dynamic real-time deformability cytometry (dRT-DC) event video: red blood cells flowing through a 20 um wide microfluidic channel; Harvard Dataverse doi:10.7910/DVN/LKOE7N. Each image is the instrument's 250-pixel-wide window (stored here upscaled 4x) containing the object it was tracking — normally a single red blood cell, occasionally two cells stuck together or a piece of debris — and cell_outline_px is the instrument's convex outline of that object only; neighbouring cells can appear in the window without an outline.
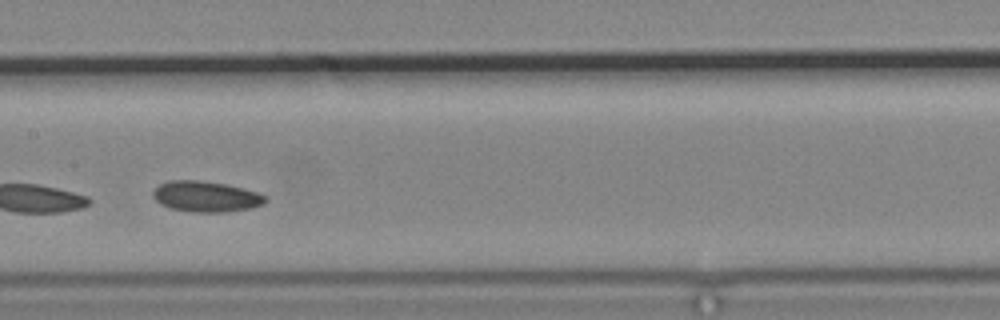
{"species": "common noctule bat (a hibernating species)", "species_latin": "Nyctalus noctula", "temperature_condition": "cold", "stored_images_in_passage": 6, "camera_frame_rate_fps": 3000, "um_per_image_px": 0.085, "animal": {"sex": "male", "body_mass_g": 19.2, "forearm_length_mm": 51.8}, "frame": {"image": 1, "passage_image": 6, "time_ms": 6.0, "image_size_px": [1000, 320], "cell_outline_px": [[268, 200], [264, 204], [248, 208], [220, 212], [192, 212], [172, 208], [160, 204], [152, 196], [152, 192], [160, 184], [168, 180], [200, 180], [224, 184], [256, 192], [264, 196]], "centroid_in_image_um": [17.46, 16.7], "position_along_channel_um": 189.9, "area_um2": 19.83}}